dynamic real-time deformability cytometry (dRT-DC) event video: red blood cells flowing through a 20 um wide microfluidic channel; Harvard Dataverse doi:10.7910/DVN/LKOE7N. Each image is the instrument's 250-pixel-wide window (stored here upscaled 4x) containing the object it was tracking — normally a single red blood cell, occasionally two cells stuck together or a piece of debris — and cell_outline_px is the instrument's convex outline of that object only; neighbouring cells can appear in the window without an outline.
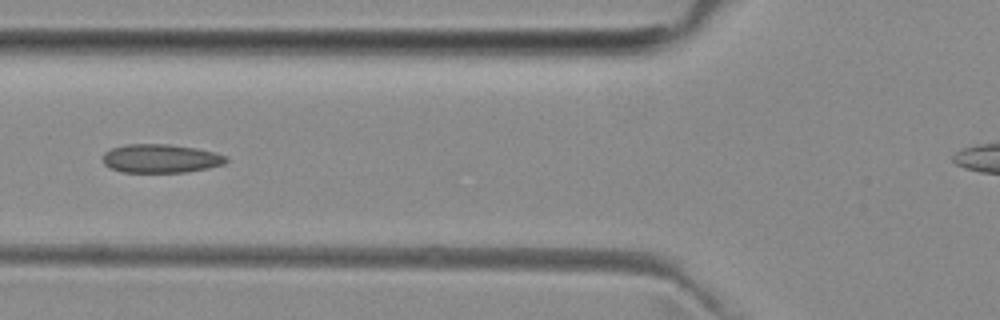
{"species": "common noctule bat (a hibernating species)", "species_latin": "Nyctalus noctula", "temperature_condition": "room temperature", "stored_images_in_passage": 5, "camera_frame_rate_fps": 3000, "um_per_image_px": 0.085, "animal": {"sex": "female", "body_mass_g": 29.2, "forearm_length_mm": 56.3}, "frame": {"image": 1, "passage_image": 3, "time_ms": 2.333, "image_size_px": [1000, 320], "cell_outline_px": [[228, 160], [224, 164], [208, 168], [184, 172], [120, 172], [104, 164], [104, 152], [112, 148], [128, 144], [168, 144], [196, 148], [228, 156]], "centroid_in_image_um": [13.67, 13.47], "position_along_channel_um": 112.1, "area_um2": 20.46}}
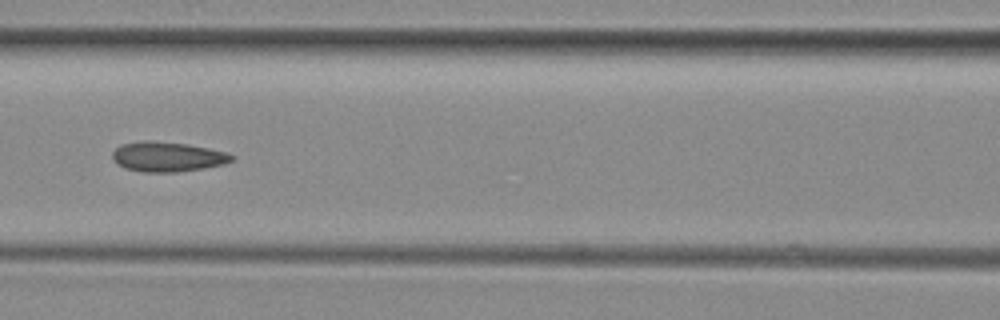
{"frame": {"image": 2, "passage_image": 4, "time_ms": 3.333, "image_size_px": [1000, 320], "cell_outline_px": [[232, 160], [224, 164], [204, 168], [176, 172], [144, 172], [124, 168], [116, 164], [112, 160], [112, 152], [120, 144], [144, 140], [152, 140], [188, 144], [228, 152], [232, 156]], "centroid_in_image_um": [14.18, 13.31], "position_along_channel_um": 152.4, "area_um2": 20.92}}
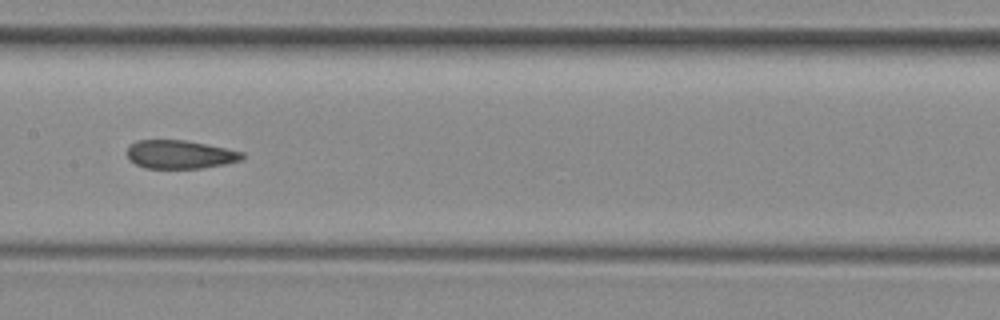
{"frame": {"image": 3, "passage_image": 5, "time_ms": 4.333, "image_size_px": [1000, 320], "cell_outline_px": [[244, 156], [240, 160], [224, 164], [204, 168], [144, 168], [128, 160], [128, 148], [136, 140], [184, 140], [244, 152]], "centroid_in_image_um": [15.27, 13.13], "position_along_channel_um": 192.1, "area_um2": 18.9}}